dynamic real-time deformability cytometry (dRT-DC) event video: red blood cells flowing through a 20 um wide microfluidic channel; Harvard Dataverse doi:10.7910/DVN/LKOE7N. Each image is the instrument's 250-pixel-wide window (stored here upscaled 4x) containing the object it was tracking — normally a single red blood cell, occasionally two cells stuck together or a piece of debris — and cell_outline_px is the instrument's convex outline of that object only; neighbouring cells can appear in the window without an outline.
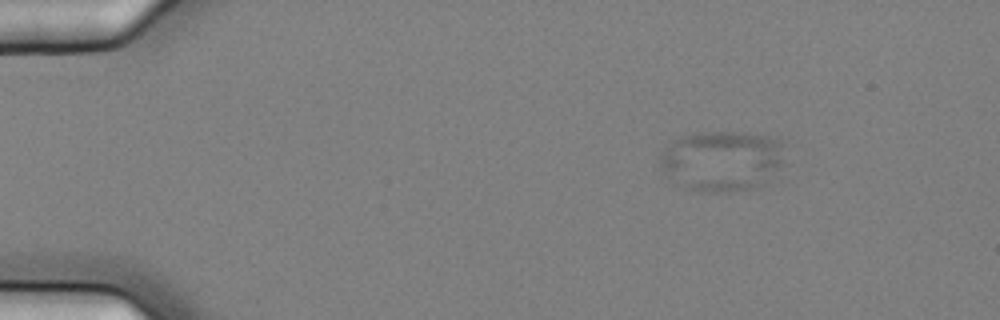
{"species": "common noctule bat (a hibernating species)", "species_latin": "Nyctalus noctula", "temperature_condition": "cold", "stored_images_in_passage": 7, "camera_frame_rate_fps": 3000, "um_per_image_px": 0.085, "animal": {"sex": "female", "body_mass_g": 25.1}, "frame": {"image": 1, "passage_image": 3, "time_ms": 0.667, "image_size_px": [1000, 320], "cell_outline_px": [[788, 164], [760, 184], [752, 188], [716, 192], [708, 192], [688, 188], [664, 168], [660, 164], [660, 152], [672, 140], [680, 136], [692, 132], [748, 132], [776, 136], [784, 144]], "centroid_in_image_um": [61.5, 13.59], "position_along_channel_um": 23.5, "area_um2": 44.27}}
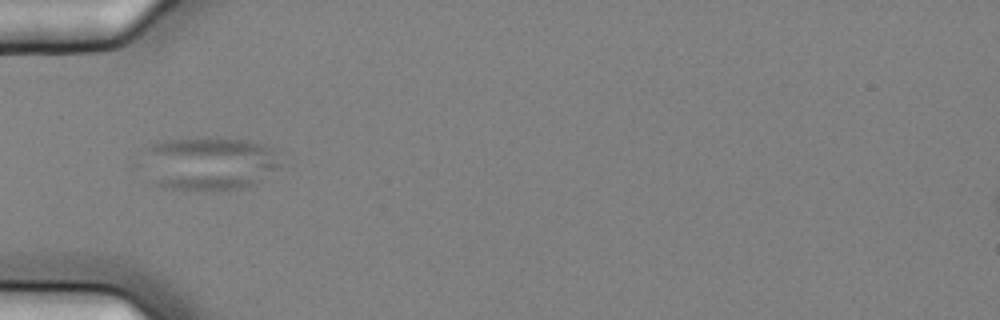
{"frame": {"image": 2, "passage_image": 6, "time_ms": 1.667, "image_size_px": [1000, 320], "cell_outline_px": [[280, 168], [256, 184], [248, 188], [172, 188], [156, 184], [152, 180], [144, 152], [144, 148], [152, 144], [164, 140], [204, 136], [220, 136], [248, 140], [264, 144], [272, 148], [280, 164]], "centroid_in_image_um": [17.85, 13.82], "position_along_channel_um": 67.2, "area_um2": 42.71}}
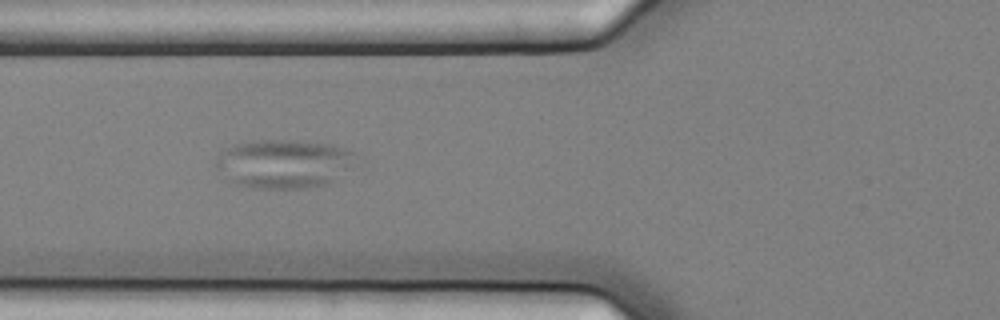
{"frame": {"image": 3, "passage_image": 7, "time_ms": 2.0, "image_size_px": [1000, 320], "cell_outline_px": [[352, 152], [348, 168], [328, 184], [304, 188], [252, 188], [232, 184], [216, 168], [216, 160], [220, 152], [224, 148], [236, 144], [252, 140], [296, 140], [332, 144], [344, 148]], "centroid_in_image_um": [24.01, 13.91], "position_along_channel_um": 101.8, "area_um2": 39.48}}